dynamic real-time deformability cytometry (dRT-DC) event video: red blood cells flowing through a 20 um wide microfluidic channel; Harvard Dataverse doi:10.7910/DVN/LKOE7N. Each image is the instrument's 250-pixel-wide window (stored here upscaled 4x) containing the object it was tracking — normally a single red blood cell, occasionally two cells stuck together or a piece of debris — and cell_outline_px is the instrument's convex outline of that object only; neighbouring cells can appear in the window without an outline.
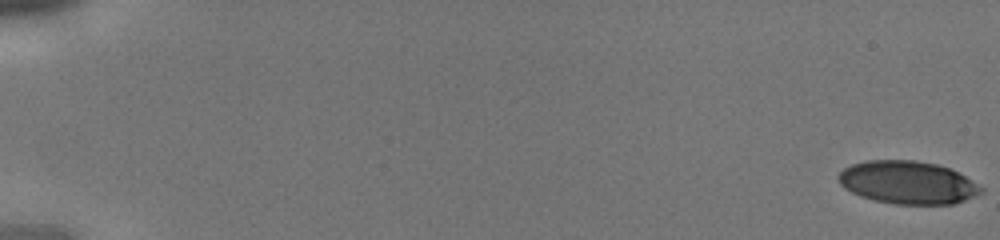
{"species": "human", "species_latin": "Homo sapiens", "temperature_condition": "cold", "stored_images_in_passage": 43, "camera_frame_rate_fps": 3000, "um_per_image_px": 0.085, "donor": {"sex": "male"}, "frame": {"image": 1, "passage_image": 1, "time_ms": 0.0, "image_size_px": [1000, 240], "cell_outline_px": [[984, 192], [964, 200], [952, 204], [896, 204], [872, 200], [860, 196], [844, 188], [840, 184], [836, 176], [844, 168], [852, 164], [868, 160], [916, 160], [936, 164], [948, 168], [964, 176], [984, 188]], "centroid_in_image_um": [77.12, 15.51], "position_along_channel_um": 7.9, "area_um2": 35.6}}
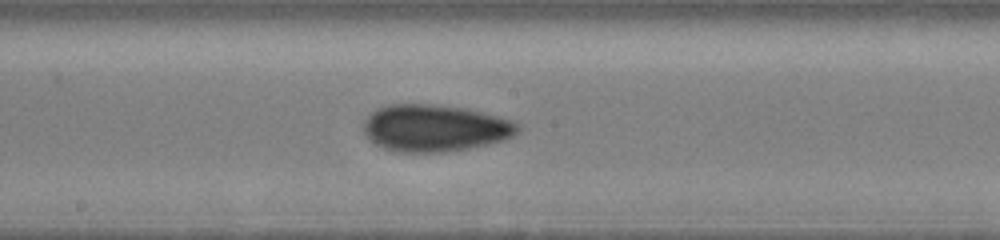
{"frame": {"image": 2, "passage_image": 25, "time_ms": 8.0, "image_size_px": [1000, 240], "cell_outline_px": [[520, 128], [512, 136], [504, 140], [468, 148], [444, 152], [400, 152], [384, 148], [376, 144], [364, 132], [364, 120], [376, 108], [388, 104], [428, 104], [464, 108], [516, 120], [520, 124]], "centroid_in_image_um": [36.98, 10.87], "position_along_channel_um": 211.2, "area_um2": 42.08}}
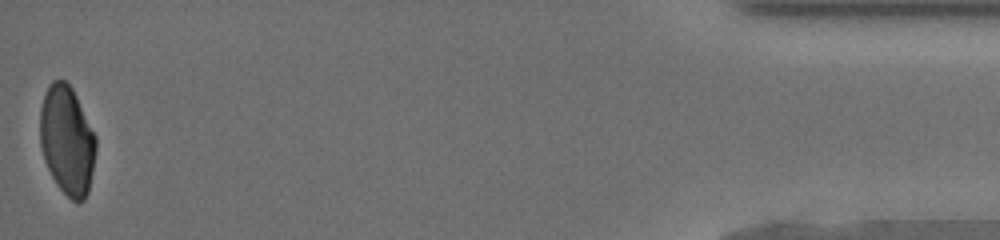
{"frame": {"image": 3, "passage_image": 43, "time_ms": 14.0, "image_size_px": [1000, 240], "cell_outline_px": [[96, 148], [92, 172], [88, 192], [84, 200], [76, 204], [56, 184], [44, 160], [40, 144], [40, 108], [48, 84], [52, 80], [60, 76], [72, 88], [96, 136]], "centroid_in_image_um": [5.69, 11.91], "position_along_channel_um": 429.5, "area_um2": 35.6}}